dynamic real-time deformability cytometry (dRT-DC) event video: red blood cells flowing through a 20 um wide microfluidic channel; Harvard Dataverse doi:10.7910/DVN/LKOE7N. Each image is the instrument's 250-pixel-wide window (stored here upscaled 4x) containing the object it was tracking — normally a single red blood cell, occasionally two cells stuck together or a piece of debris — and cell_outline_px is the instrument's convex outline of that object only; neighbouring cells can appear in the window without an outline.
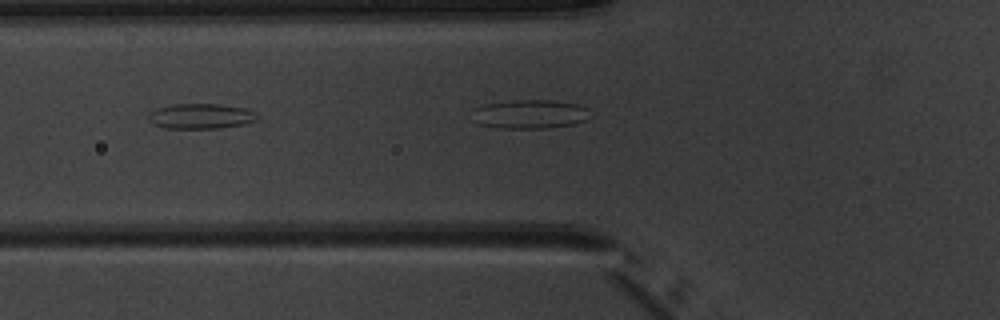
{"species": "common noctule bat (a hibernating species)", "species_latin": "Nyctalus noctula", "temperature_condition": "warm", "stored_images_in_passage": 2, "camera_frame_rate_fps": 3000, "um_per_image_px": 0.085, "animal": {"sex": "male", "body_mass_g": 20.1, "forearm_length_mm": 53.5}, "frame": {"image": 1, "passage_image": 2, "time_ms": 1.333, "image_size_px": [1000, 320], "cell_outline_px": [[260, 116], [256, 120], [244, 124], [220, 128], [164, 128], [152, 124], [148, 120], [148, 112], [156, 108], [172, 104], [220, 104], [244, 108]], "centroid_in_image_um": [17.01, 9.87], "position_along_channel_um": 108.8, "area_um2": 16.07}}